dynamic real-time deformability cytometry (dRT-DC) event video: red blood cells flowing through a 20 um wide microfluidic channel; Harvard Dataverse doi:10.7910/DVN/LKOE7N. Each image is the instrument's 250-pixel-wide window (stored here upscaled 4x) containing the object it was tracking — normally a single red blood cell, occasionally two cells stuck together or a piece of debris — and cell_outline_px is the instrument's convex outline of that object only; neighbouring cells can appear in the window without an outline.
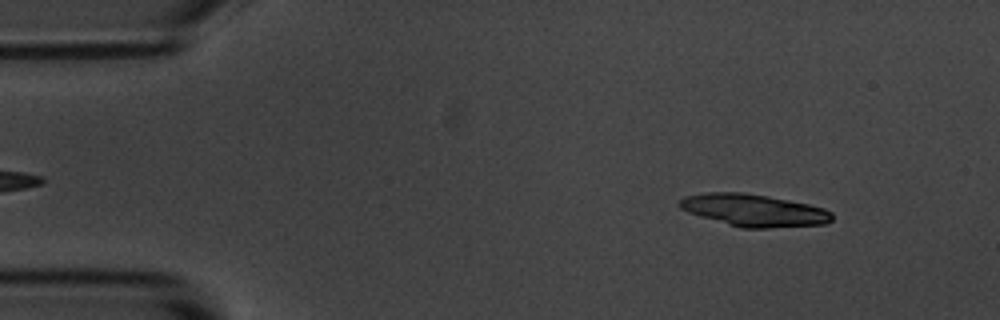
{"species": "common noctule bat (a hibernating species)", "species_latin": "Nyctalus noctula", "temperature_condition": "room temperature", "stored_images_in_passage": 52, "camera_frame_rate_fps": 3000, "um_per_image_px": 0.085, "animal": {"sex": "male", "body_mass_g": 20.1, "forearm_length_mm": 53.5}, "frame": {"image": 1, "passage_image": 5, "time_ms": 1.333, "image_size_px": [1000, 320], "cell_outline_px": [[832, 220], [824, 224], [768, 228], [740, 228], [700, 216], [688, 212], [680, 208], [676, 204], [684, 196], [704, 192], [744, 192], [768, 196], [808, 204], [824, 208], [832, 212]], "centroid_in_image_um": [64.04, 17.87], "position_along_channel_um": 21.0, "area_um2": 28.73}}
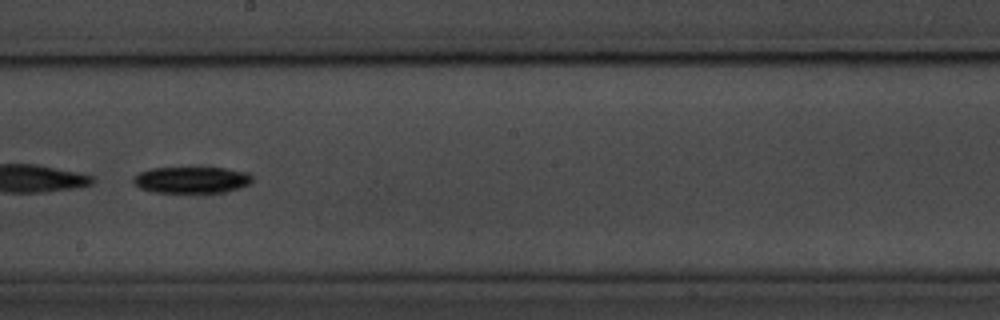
{"frame": {"image": 2, "passage_image": 29, "time_ms": 9.333, "image_size_px": [1000, 320], "cell_outline_px": [[252, 180], [248, 184], [240, 188], [224, 192], [152, 192], [140, 188], [132, 184], [132, 176], [140, 172], [152, 168], [224, 168], [248, 172], [252, 176]], "centroid_in_image_um": [16.25, 15.29], "position_along_channel_um": 232.0, "area_um2": 18.38}, "authors_computed_cell_mechanics": {"area_um2": 26.9059, "velocity_mm_per_s": 3.6694, "shape_relaxation_time_tau1_ms": 1.5647, "shape_relaxation_time_tau2_ms": null, "deformation_change_tau1": 0.1128, "deformation_change_tau2": null}}